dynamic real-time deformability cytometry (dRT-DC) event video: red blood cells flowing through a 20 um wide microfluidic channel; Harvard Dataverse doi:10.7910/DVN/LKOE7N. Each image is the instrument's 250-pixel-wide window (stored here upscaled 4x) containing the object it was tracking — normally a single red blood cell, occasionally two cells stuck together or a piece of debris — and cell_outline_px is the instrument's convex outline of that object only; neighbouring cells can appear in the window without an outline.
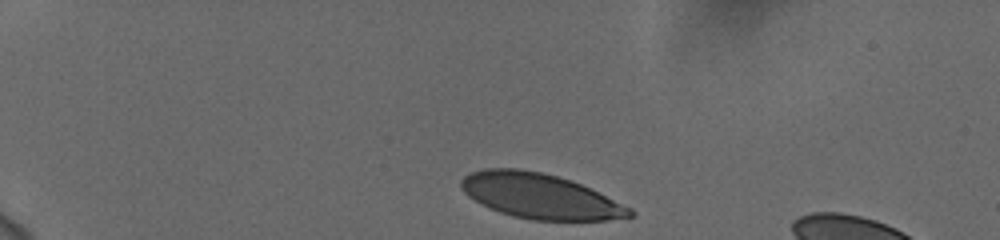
{"species": "human", "species_latin": "Homo sapiens", "temperature_condition": "cold", "stored_images_in_passage": 40, "camera_frame_rate_fps": 3000, "um_per_image_px": 0.085, "donor": {"sex": "female"}, "frame": {"image": 1, "passage_image": 1, "time_ms": 0.0, "image_size_px": [1000, 240], "cell_outline_px": [[636, 216], [608, 220], [532, 220], [512, 216], [488, 208], [480, 204], [468, 196], [464, 192], [460, 184], [460, 180], [464, 176], [472, 172], [484, 168], [520, 168], [540, 172], [556, 176], [580, 184], [632, 208], [636, 212]], "centroid_in_image_um": [45.89, 16.68], "position_along_channel_um": 39.1, "area_um2": 44.22}}
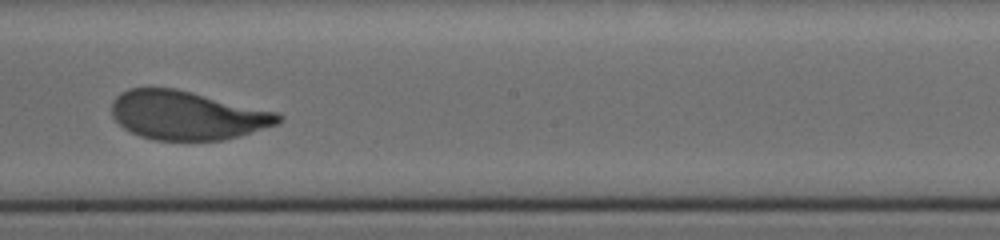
{"frame": {"image": 2, "passage_image": 23, "time_ms": 7.333, "image_size_px": [1000, 240], "cell_outline_px": [[284, 120], [276, 124], [240, 136], [224, 140], [152, 140], [140, 136], [124, 128], [112, 116], [112, 100], [120, 92], [128, 88], [176, 88], [280, 112], [284, 116]], "centroid_in_image_um": [15.93, 9.79], "position_along_channel_um": 232.3, "area_um2": 47.74}}
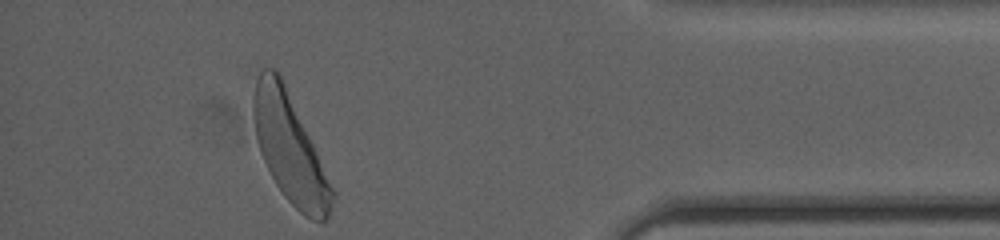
{"frame": {"image": 3, "passage_image": 40, "time_ms": 13.0, "image_size_px": [1000, 240], "cell_outline_px": [[336, 196], [332, 208], [328, 216], [324, 220], [312, 220], [304, 216], [284, 196], [276, 184], [260, 152], [256, 136], [252, 112], [252, 100], [256, 80], [260, 72], [264, 68], [272, 68], [280, 76], [284, 84], [336, 192]], "centroid_in_image_um": [24.63, 12.65], "position_along_channel_um": 410.6, "area_um2": 48.78}, "authors_computed_cell_mechanics": {"area_um2": 47.7717, "velocity_mm_per_s": 3.6983, "shape_relaxation_time_tau1_ms": 2.5548, "shape_relaxation_time_tau2_ms": null, "deformation_change_tau1": 0.1602, "deformation_change_tau2": null}}